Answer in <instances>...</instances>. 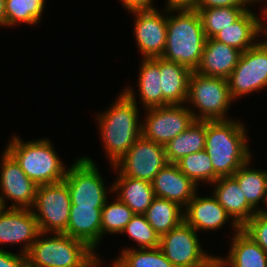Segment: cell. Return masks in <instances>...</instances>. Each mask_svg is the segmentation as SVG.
<instances>
[{"label": "cell", "mask_w": 267, "mask_h": 267, "mask_svg": "<svg viewBox=\"0 0 267 267\" xmlns=\"http://www.w3.org/2000/svg\"><path fill=\"white\" fill-rule=\"evenodd\" d=\"M0 267H28V260L25 254L12 253L9 250H0Z\"/></svg>", "instance_id": "obj_36"}, {"label": "cell", "mask_w": 267, "mask_h": 267, "mask_svg": "<svg viewBox=\"0 0 267 267\" xmlns=\"http://www.w3.org/2000/svg\"><path fill=\"white\" fill-rule=\"evenodd\" d=\"M263 37L267 41V33H263Z\"/></svg>", "instance_id": "obj_46"}, {"label": "cell", "mask_w": 267, "mask_h": 267, "mask_svg": "<svg viewBox=\"0 0 267 267\" xmlns=\"http://www.w3.org/2000/svg\"><path fill=\"white\" fill-rule=\"evenodd\" d=\"M104 206L71 205L66 235L85 242L96 252L101 244V216Z\"/></svg>", "instance_id": "obj_19"}, {"label": "cell", "mask_w": 267, "mask_h": 267, "mask_svg": "<svg viewBox=\"0 0 267 267\" xmlns=\"http://www.w3.org/2000/svg\"><path fill=\"white\" fill-rule=\"evenodd\" d=\"M125 88V89H124ZM111 106L96 114L98 131L111 167L117 163L142 136L137 93L131 86L124 87Z\"/></svg>", "instance_id": "obj_1"}, {"label": "cell", "mask_w": 267, "mask_h": 267, "mask_svg": "<svg viewBox=\"0 0 267 267\" xmlns=\"http://www.w3.org/2000/svg\"><path fill=\"white\" fill-rule=\"evenodd\" d=\"M46 0H5V27L36 25L43 18Z\"/></svg>", "instance_id": "obj_29"}, {"label": "cell", "mask_w": 267, "mask_h": 267, "mask_svg": "<svg viewBox=\"0 0 267 267\" xmlns=\"http://www.w3.org/2000/svg\"><path fill=\"white\" fill-rule=\"evenodd\" d=\"M138 72V102L144 109L161 107L160 57L142 58Z\"/></svg>", "instance_id": "obj_25"}, {"label": "cell", "mask_w": 267, "mask_h": 267, "mask_svg": "<svg viewBox=\"0 0 267 267\" xmlns=\"http://www.w3.org/2000/svg\"><path fill=\"white\" fill-rule=\"evenodd\" d=\"M155 0H120L121 4L124 7V10H128L127 12L134 11H143V10H152L156 9L153 5Z\"/></svg>", "instance_id": "obj_38"}, {"label": "cell", "mask_w": 267, "mask_h": 267, "mask_svg": "<svg viewBox=\"0 0 267 267\" xmlns=\"http://www.w3.org/2000/svg\"><path fill=\"white\" fill-rule=\"evenodd\" d=\"M96 253L65 233L40 232L26 257L28 267H95L101 261Z\"/></svg>", "instance_id": "obj_4"}, {"label": "cell", "mask_w": 267, "mask_h": 267, "mask_svg": "<svg viewBox=\"0 0 267 267\" xmlns=\"http://www.w3.org/2000/svg\"><path fill=\"white\" fill-rule=\"evenodd\" d=\"M160 72L162 106L186 104L192 71L160 57Z\"/></svg>", "instance_id": "obj_22"}, {"label": "cell", "mask_w": 267, "mask_h": 267, "mask_svg": "<svg viewBox=\"0 0 267 267\" xmlns=\"http://www.w3.org/2000/svg\"><path fill=\"white\" fill-rule=\"evenodd\" d=\"M247 132L240 120L206 121L205 150L219 177L232 176L253 157Z\"/></svg>", "instance_id": "obj_2"}, {"label": "cell", "mask_w": 267, "mask_h": 267, "mask_svg": "<svg viewBox=\"0 0 267 267\" xmlns=\"http://www.w3.org/2000/svg\"><path fill=\"white\" fill-rule=\"evenodd\" d=\"M71 199L67 183L63 180L52 184L38 185L31 210L40 232L64 233L70 216Z\"/></svg>", "instance_id": "obj_8"}, {"label": "cell", "mask_w": 267, "mask_h": 267, "mask_svg": "<svg viewBox=\"0 0 267 267\" xmlns=\"http://www.w3.org/2000/svg\"><path fill=\"white\" fill-rule=\"evenodd\" d=\"M249 6H251V5H255V3H259L260 2V5H261V2H265L264 3V5H263V8L261 9L262 11V17H263V15H265V11L267 10V0H244Z\"/></svg>", "instance_id": "obj_42"}, {"label": "cell", "mask_w": 267, "mask_h": 267, "mask_svg": "<svg viewBox=\"0 0 267 267\" xmlns=\"http://www.w3.org/2000/svg\"><path fill=\"white\" fill-rule=\"evenodd\" d=\"M144 216L152 228L162 236L184 221V208L170 200L155 197Z\"/></svg>", "instance_id": "obj_28"}, {"label": "cell", "mask_w": 267, "mask_h": 267, "mask_svg": "<svg viewBox=\"0 0 267 267\" xmlns=\"http://www.w3.org/2000/svg\"><path fill=\"white\" fill-rule=\"evenodd\" d=\"M40 230L31 209L2 208L0 210V250L1 245L21 244V253L27 254L37 239Z\"/></svg>", "instance_id": "obj_15"}, {"label": "cell", "mask_w": 267, "mask_h": 267, "mask_svg": "<svg viewBox=\"0 0 267 267\" xmlns=\"http://www.w3.org/2000/svg\"><path fill=\"white\" fill-rule=\"evenodd\" d=\"M201 267H230L221 256H212L203 266Z\"/></svg>", "instance_id": "obj_40"}, {"label": "cell", "mask_w": 267, "mask_h": 267, "mask_svg": "<svg viewBox=\"0 0 267 267\" xmlns=\"http://www.w3.org/2000/svg\"><path fill=\"white\" fill-rule=\"evenodd\" d=\"M0 156V202L2 207L31 209L35 202L38 185L24 173L19 163L5 148ZM7 200L13 201L10 206L7 204Z\"/></svg>", "instance_id": "obj_13"}, {"label": "cell", "mask_w": 267, "mask_h": 267, "mask_svg": "<svg viewBox=\"0 0 267 267\" xmlns=\"http://www.w3.org/2000/svg\"><path fill=\"white\" fill-rule=\"evenodd\" d=\"M199 236L195 229L183 221L160 236L159 248L175 267H201L213 255L202 249Z\"/></svg>", "instance_id": "obj_12"}, {"label": "cell", "mask_w": 267, "mask_h": 267, "mask_svg": "<svg viewBox=\"0 0 267 267\" xmlns=\"http://www.w3.org/2000/svg\"><path fill=\"white\" fill-rule=\"evenodd\" d=\"M227 257L230 267H267V253L241 228L232 234Z\"/></svg>", "instance_id": "obj_24"}, {"label": "cell", "mask_w": 267, "mask_h": 267, "mask_svg": "<svg viewBox=\"0 0 267 267\" xmlns=\"http://www.w3.org/2000/svg\"><path fill=\"white\" fill-rule=\"evenodd\" d=\"M249 7L197 8L206 38H213L219 31L238 20Z\"/></svg>", "instance_id": "obj_32"}, {"label": "cell", "mask_w": 267, "mask_h": 267, "mask_svg": "<svg viewBox=\"0 0 267 267\" xmlns=\"http://www.w3.org/2000/svg\"><path fill=\"white\" fill-rule=\"evenodd\" d=\"M144 116L142 136L164 146L195 121L186 104L147 108Z\"/></svg>", "instance_id": "obj_11"}, {"label": "cell", "mask_w": 267, "mask_h": 267, "mask_svg": "<svg viewBox=\"0 0 267 267\" xmlns=\"http://www.w3.org/2000/svg\"><path fill=\"white\" fill-rule=\"evenodd\" d=\"M155 197L170 200L185 208L199 186L180 171L176 163H167L151 182Z\"/></svg>", "instance_id": "obj_17"}, {"label": "cell", "mask_w": 267, "mask_h": 267, "mask_svg": "<svg viewBox=\"0 0 267 267\" xmlns=\"http://www.w3.org/2000/svg\"><path fill=\"white\" fill-rule=\"evenodd\" d=\"M109 202L106 201L102 208L101 216V240L103 236L109 234H122L126 225L134 215L133 211L123 203L118 197Z\"/></svg>", "instance_id": "obj_33"}, {"label": "cell", "mask_w": 267, "mask_h": 267, "mask_svg": "<svg viewBox=\"0 0 267 267\" xmlns=\"http://www.w3.org/2000/svg\"><path fill=\"white\" fill-rule=\"evenodd\" d=\"M263 18L248 9L238 20L219 31L213 39L232 46L241 52L255 46L263 37ZM257 39V40H256Z\"/></svg>", "instance_id": "obj_18"}, {"label": "cell", "mask_w": 267, "mask_h": 267, "mask_svg": "<svg viewBox=\"0 0 267 267\" xmlns=\"http://www.w3.org/2000/svg\"><path fill=\"white\" fill-rule=\"evenodd\" d=\"M64 181L68 185L71 205L104 206L108 193H113V184L106 188L97 164L88 156L75 159L68 167Z\"/></svg>", "instance_id": "obj_7"}, {"label": "cell", "mask_w": 267, "mask_h": 267, "mask_svg": "<svg viewBox=\"0 0 267 267\" xmlns=\"http://www.w3.org/2000/svg\"><path fill=\"white\" fill-rule=\"evenodd\" d=\"M184 221L198 233H202V230L217 231L229 221L232 231L237 232L240 229L212 193L211 196L201 197L197 192L184 208Z\"/></svg>", "instance_id": "obj_16"}, {"label": "cell", "mask_w": 267, "mask_h": 267, "mask_svg": "<svg viewBox=\"0 0 267 267\" xmlns=\"http://www.w3.org/2000/svg\"><path fill=\"white\" fill-rule=\"evenodd\" d=\"M231 98L248 96L251 93L267 89V41L262 40L241 53L237 66L228 77Z\"/></svg>", "instance_id": "obj_9"}, {"label": "cell", "mask_w": 267, "mask_h": 267, "mask_svg": "<svg viewBox=\"0 0 267 267\" xmlns=\"http://www.w3.org/2000/svg\"><path fill=\"white\" fill-rule=\"evenodd\" d=\"M167 163L164 145L140 136L111 169L119 175L141 179L151 183L155 175Z\"/></svg>", "instance_id": "obj_10"}, {"label": "cell", "mask_w": 267, "mask_h": 267, "mask_svg": "<svg viewBox=\"0 0 267 267\" xmlns=\"http://www.w3.org/2000/svg\"><path fill=\"white\" fill-rule=\"evenodd\" d=\"M241 229L267 253V215L257 211Z\"/></svg>", "instance_id": "obj_35"}, {"label": "cell", "mask_w": 267, "mask_h": 267, "mask_svg": "<svg viewBox=\"0 0 267 267\" xmlns=\"http://www.w3.org/2000/svg\"><path fill=\"white\" fill-rule=\"evenodd\" d=\"M249 7L244 0H201L198 8Z\"/></svg>", "instance_id": "obj_37"}, {"label": "cell", "mask_w": 267, "mask_h": 267, "mask_svg": "<svg viewBox=\"0 0 267 267\" xmlns=\"http://www.w3.org/2000/svg\"><path fill=\"white\" fill-rule=\"evenodd\" d=\"M205 143L206 121L195 120L164 146L168 163H176L186 155L205 149Z\"/></svg>", "instance_id": "obj_26"}, {"label": "cell", "mask_w": 267, "mask_h": 267, "mask_svg": "<svg viewBox=\"0 0 267 267\" xmlns=\"http://www.w3.org/2000/svg\"><path fill=\"white\" fill-rule=\"evenodd\" d=\"M252 158L243 164L232 177L238 182L247 202L256 210L264 204L267 191V170L251 168ZM260 206V207H259Z\"/></svg>", "instance_id": "obj_27"}, {"label": "cell", "mask_w": 267, "mask_h": 267, "mask_svg": "<svg viewBox=\"0 0 267 267\" xmlns=\"http://www.w3.org/2000/svg\"><path fill=\"white\" fill-rule=\"evenodd\" d=\"M103 263H104V262H103L102 259H101V261H100L95 267H101ZM100 265H101V266H100Z\"/></svg>", "instance_id": "obj_45"}, {"label": "cell", "mask_w": 267, "mask_h": 267, "mask_svg": "<svg viewBox=\"0 0 267 267\" xmlns=\"http://www.w3.org/2000/svg\"><path fill=\"white\" fill-rule=\"evenodd\" d=\"M113 193L125 203L134 214H144L155 198L152 184L148 181L119 175L116 172Z\"/></svg>", "instance_id": "obj_23"}, {"label": "cell", "mask_w": 267, "mask_h": 267, "mask_svg": "<svg viewBox=\"0 0 267 267\" xmlns=\"http://www.w3.org/2000/svg\"><path fill=\"white\" fill-rule=\"evenodd\" d=\"M206 39L197 10L167 8V38L161 58L195 71Z\"/></svg>", "instance_id": "obj_3"}, {"label": "cell", "mask_w": 267, "mask_h": 267, "mask_svg": "<svg viewBox=\"0 0 267 267\" xmlns=\"http://www.w3.org/2000/svg\"><path fill=\"white\" fill-rule=\"evenodd\" d=\"M201 0H166L165 4L168 9H187L196 10Z\"/></svg>", "instance_id": "obj_39"}, {"label": "cell", "mask_w": 267, "mask_h": 267, "mask_svg": "<svg viewBox=\"0 0 267 267\" xmlns=\"http://www.w3.org/2000/svg\"><path fill=\"white\" fill-rule=\"evenodd\" d=\"M265 18V22H264V25H263V33H267V10L265 11V15L264 17Z\"/></svg>", "instance_id": "obj_44"}, {"label": "cell", "mask_w": 267, "mask_h": 267, "mask_svg": "<svg viewBox=\"0 0 267 267\" xmlns=\"http://www.w3.org/2000/svg\"><path fill=\"white\" fill-rule=\"evenodd\" d=\"M130 12L134 15L133 35L142 58L161 57L167 38V8Z\"/></svg>", "instance_id": "obj_14"}, {"label": "cell", "mask_w": 267, "mask_h": 267, "mask_svg": "<svg viewBox=\"0 0 267 267\" xmlns=\"http://www.w3.org/2000/svg\"><path fill=\"white\" fill-rule=\"evenodd\" d=\"M136 242L137 249L155 248L160 245V235L152 228L144 214H134L122 234Z\"/></svg>", "instance_id": "obj_34"}, {"label": "cell", "mask_w": 267, "mask_h": 267, "mask_svg": "<svg viewBox=\"0 0 267 267\" xmlns=\"http://www.w3.org/2000/svg\"><path fill=\"white\" fill-rule=\"evenodd\" d=\"M265 207L262 205L261 209H259V213L267 215V191H266V196H265V201H264ZM265 208V209H264Z\"/></svg>", "instance_id": "obj_43"}, {"label": "cell", "mask_w": 267, "mask_h": 267, "mask_svg": "<svg viewBox=\"0 0 267 267\" xmlns=\"http://www.w3.org/2000/svg\"><path fill=\"white\" fill-rule=\"evenodd\" d=\"M232 101L234 102L229 92L227 79L204 76L192 71L189 78L186 105H188L187 107L195 120L233 119L231 116L229 118L227 114L232 106Z\"/></svg>", "instance_id": "obj_6"}, {"label": "cell", "mask_w": 267, "mask_h": 267, "mask_svg": "<svg viewBox=\"0 0 267 267\" xmlns=\"http://www.w3.org/2000/svg\"><path fill=\"white\" fill-rule=\"evenodd\" d=\"M212 185L213 196L240 228L257 212L247 202L238 182L232 176L219 177Z\"/></svg>", "instance_id": "obj_21"}, {"label": "cell", "mask_w": 267, "mask_h": 267, "mask_svg": "<svg viewBox=\"0 0 267 267\" xmlns=\"http://www.w3.org/2000/svg\"><path fill=\"white\" fill-rule=\"evenodd\" d=\"M176 164L180 171L198 186L201 182L211 185L219 178L205 149L182 157Z\"/></svg>", "instance_id": "obj_31"}, {"label": "cell", "mask_w": 267, "mask_h": 267, "mask_svg": "<svg viewBox=\"0 0 267 267\" xmlns=\"http://www.w3.org/2000/svg\"><path fill=\"white\" fill-rule=\"evenodd\" d=\"M238 49L207 38L201 61L195 72L211 77L228 79L241 56Z\"/></svg>", "instance_id": "obj_20"}, {"label": "cell", "mask_w": 267, "mask_h": 267, "mask_svg": "<svg viewBox=\"0 0 267 267\" xmlns=\"http://www.w3.org/2000/svg\"><path fill=\"white\" fill-rule=\"evenodd\" d=\"M6 146L24 173L37 185L57 183L66 177L68 166L57 155L56 147L48 138L23 141L14 134Z\"/></svg>", "instance_id": "obj_5"}, {"label": "cell", "mask_w": 267, "mask_h": 267, "mask_svg": "<svg viewBox=\"0 0 267 267\" xmlns=\"http://www.w3.org/2000/svg\"><path fill=\"white\" fill-rule=\"evenodd\" d=\"M0 27H5V0H0Z\"/></svg>", "instance_id": "obj_41"}, {"label": "cell", "mask_w": 267, "mask_h": 267, "mask_svg": "<svg viewBox=\"0 0 267 267\" xmlns=\"http://www.w3.org/2000/svg\"><path fill=\"white\" fill-rule=\"evenodd\" d=\"M112 267H175L163 254L159 247L128 248L120 250L110 264Z\"/></svg>", "instance_id": "obj_30"}]
</instances>
